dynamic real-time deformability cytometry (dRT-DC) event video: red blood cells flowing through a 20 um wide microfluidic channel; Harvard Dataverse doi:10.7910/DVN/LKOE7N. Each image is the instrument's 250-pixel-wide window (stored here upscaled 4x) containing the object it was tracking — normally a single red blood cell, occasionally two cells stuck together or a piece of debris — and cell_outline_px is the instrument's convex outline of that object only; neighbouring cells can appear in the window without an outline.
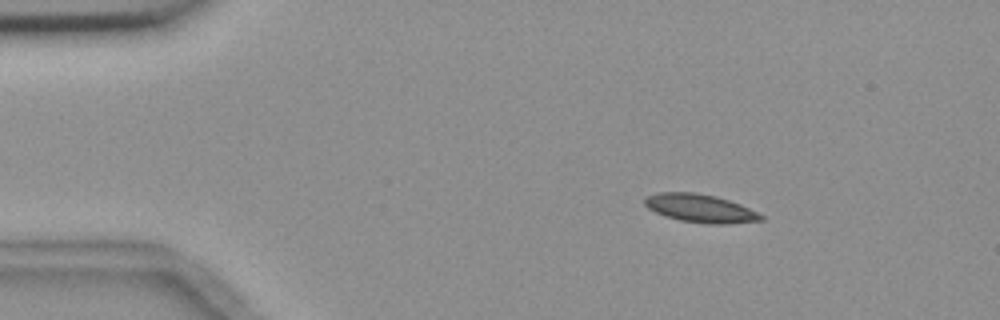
{"species": "common noctule bat (a hibernating species)", "species_latin": "Nyctalus noctula", "temperature_condition": "room temperature", "stored_images_in_passage": 5, "camera_frame_rate_fps": 3000, "um_per_image_px": 0.085, "animal": {"sex": "female", "body_mass_g": 18.4}, "frame": {"image": 1, "passage_image": 2, "time_ms": 1.333, "image_size_px": [1000, 320], "cell_outline_px": [[764, 220], [728, 224], [708, 224], [680, 220], [664, 216], [648, 208], [644, 204], [644, 196], [656, 192], [696, 192], [716, 196], [740, 204], [764, 216]], "centroid_in_image_um": [59.49, 17.7], "position_along_channel_um": 25.5, "area_um2": 19.25}}
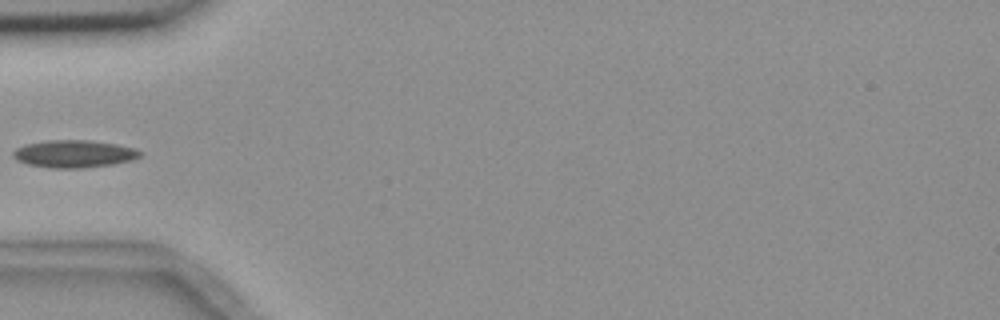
{"frame": {"image": 2, "passage_image": 5, "time_ms": 4.667, "image_size_px": [1000, 320], "cell_outline_px": [[144, 156], [132, 160], [112, 164], [84, 168], [48, 168], [28, 164], [16, 160], [12, 156], [12, 152], [16, 148], [28, 144], [48, 140], [92, 140], [116, 144], [136, 148], [144, 152]], "centroid_in_image_um": [6.34, 13.08], "position_along_channel_um": 78.7, "area_um2": 20.58}}